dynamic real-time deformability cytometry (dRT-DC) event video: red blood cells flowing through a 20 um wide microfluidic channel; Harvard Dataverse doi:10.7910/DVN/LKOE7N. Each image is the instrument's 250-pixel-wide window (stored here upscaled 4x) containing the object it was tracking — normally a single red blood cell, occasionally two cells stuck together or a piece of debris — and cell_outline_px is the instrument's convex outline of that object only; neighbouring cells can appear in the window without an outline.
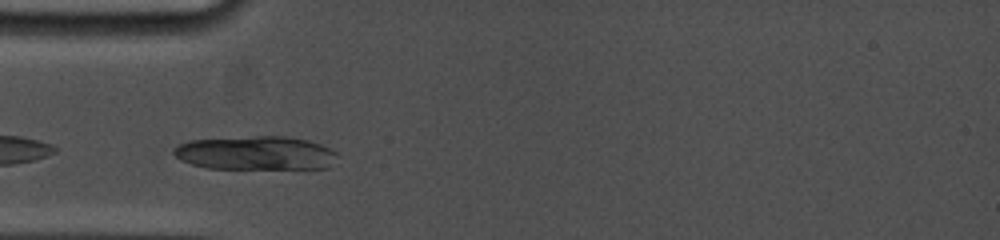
{"species": "common noctule bat (a hibernating species)", "species_latin": "Nyctalus noctula", "temperature_condition": "cold", "stored_images_in_passage": 6, "camera_frame_rate_fps": 5000, "um_per_image_px": 0.085, "animal": {"sex": "female", "body_mass_g": 19.0, "forearm_length_mm": 53.3}, "frame": {"image": 1, "passage_image": 2, "time_ms": 0.2, "image_size_px": [1000, 240], "cell_outline_px": [[340, 156], [328, 168], [208, 168], [192, 164], [180, 160], [172, 152], [172, 148], [188, 140], [256, 136], [288, 136], [308, 140], [320, 144], [336, 152]], "centroid_in_image_um": [21.74, 13.0], "position_along_channel_um": 63.3, "area_um2": 32.25}}